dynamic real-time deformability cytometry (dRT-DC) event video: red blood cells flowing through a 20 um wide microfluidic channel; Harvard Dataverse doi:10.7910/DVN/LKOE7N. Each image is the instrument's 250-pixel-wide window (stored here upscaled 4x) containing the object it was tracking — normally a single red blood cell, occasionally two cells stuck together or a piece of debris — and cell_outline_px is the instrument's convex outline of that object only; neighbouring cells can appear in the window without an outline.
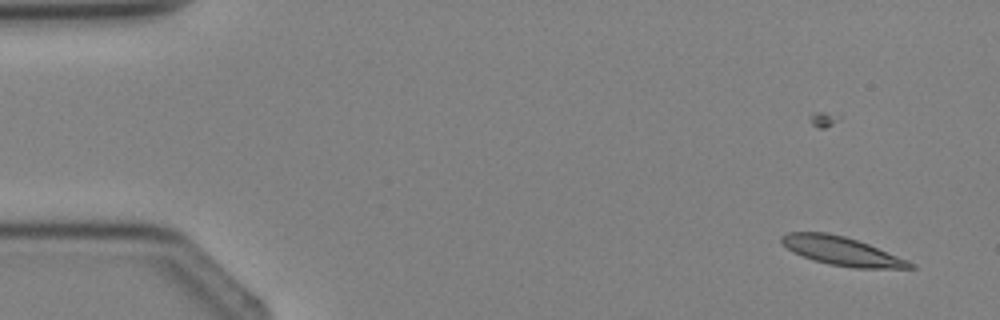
{"species": "Egyptian fruit bat (a non-hibernating species)", "species_latin": "Rousettus aegyptiacus", "temperature_condition": "cold", "stored_images_in_passage": 4, "camera_frame_rate_fps": 3000, "um_per_image_px": 0.085, "animal": {"sex": "female"}, "frame": {"image": 1, "passage_image": 1, "time_ms": 0.0, "image_size_px": [1000, 320], "cell_outline_px": [[916, 268], [852, 268], [828, 264], [792, 252], [780, 240], [780, 236], [788, 232], [824, 232], [844, 236], [868, 244], [908, 260], [916, 264]], "centroid_in_image_um": [71.56, 21.34], "position_along_channel_um": 13.4, "area_um2": 21.21}}
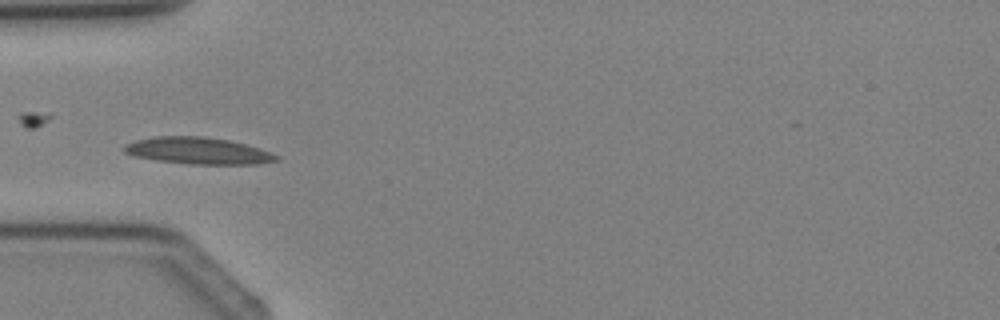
{"frame": {"image": 2, "passage_image": 4, "time_ms": 3.333, "image_size_px": [1000, 320], "cell_outline_px": [[280, 160], [256, 164], [188, 164], [156, 160], [132, 156], [124, 152], [124, 144], [136, 140], [156, 136], [204, 136], [228, 140], [244, 144], [280, 156]], "centroid_in_image_um": [16.79, 12.82], "position_along_channel_um": 68.2, "area_um2": 23.64}}